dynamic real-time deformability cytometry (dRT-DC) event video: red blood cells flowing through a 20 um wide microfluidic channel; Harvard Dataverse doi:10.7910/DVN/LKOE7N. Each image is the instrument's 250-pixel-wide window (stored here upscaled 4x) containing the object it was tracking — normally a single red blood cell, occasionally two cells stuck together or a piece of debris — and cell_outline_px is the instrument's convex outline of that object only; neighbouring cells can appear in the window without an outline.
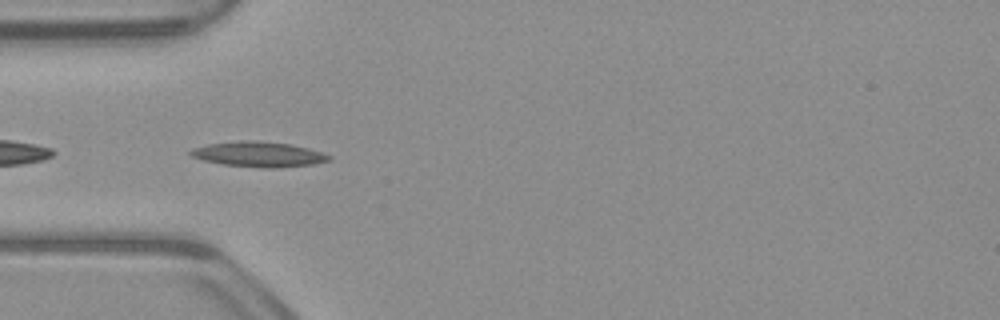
{"species": "common noctule bat (a hibernating species)", "species_latin": "Nyctalus noctula", "temperature_condition": "warm", "stored_images_in_passage": 38, "camera_frame_rate_fps": 3000, "um_per_image_px": 0.085, "animal": {"sex": "male", "body_mass_g": 23.1, "forearm_length_mm": 52.7}, "frame": {"image": 1, "passage_image": 2, "time_ms": 0.333, "image_size_px": [1000, 320], "cell_outline_px": [[332, 156], [328, 160], [312, 164], [272, 168], [268, 168], [224, 164], [204, 160], [192, 156], [188, 152], [192, 148], [208, 144], [240, 140], [256, 140], [292, 144], [308, 148]], "centroid_in_image_um": [21.96, 13.09], "position_along_channel_um": 63.0, "area_um2": 20.06}}
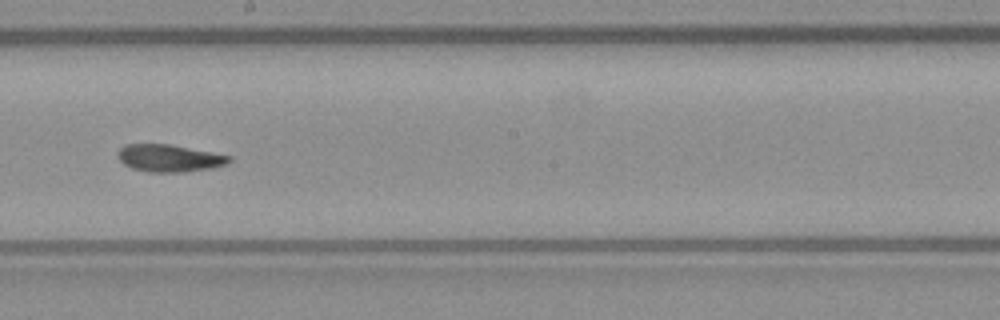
{"frame": {"image": 2, "passage_image": 15, "time_ms": 4.667, "image_size_px": [1000, 320], "cell_outline_px": [[232, 160], [228, 164], [212, 168], [184, 172], [148, 172], [132, 168], [124, 164], [120, 160], [116, 152], [124, 144], [168, 144], [232, 156]], "centroid_in_image_um": [14.39, 13.44], "position_along_channel_um": 233.8, "area_um2": 17.74}}
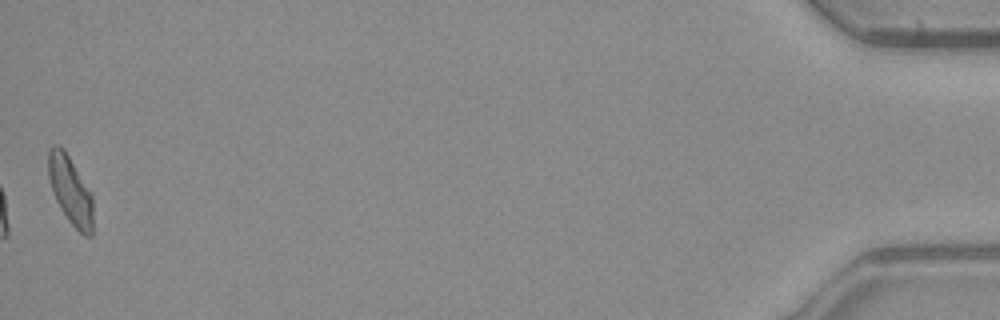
{"frame": {"image": 3, "passage_image": 38, "time_ms": 12.333, "image_size_px": [1000, 320], "cell_outline_px": [[92, 236], [84, 236], [68, 220], [60, 208], [52, 192], [48, 176], [48, 148], [52, 144], [60, 144], [64, 148], [92, 192]], "centroid_in_image_um": [5.97, 16.12], "position_along_channel_um": 429.2, "area_um2": 18.09}, "authors_computed_cell_mechanics": {"area_um2": 17.8024, "velocity_mm_per_s": 3.9383, "shape_relaxation_time_tau1_ms": null, "shape_relaxation_time_tau2_ms": 3.3761, "deformation_change_tau1": null, "deformation_change_tau2": 0.0899}}